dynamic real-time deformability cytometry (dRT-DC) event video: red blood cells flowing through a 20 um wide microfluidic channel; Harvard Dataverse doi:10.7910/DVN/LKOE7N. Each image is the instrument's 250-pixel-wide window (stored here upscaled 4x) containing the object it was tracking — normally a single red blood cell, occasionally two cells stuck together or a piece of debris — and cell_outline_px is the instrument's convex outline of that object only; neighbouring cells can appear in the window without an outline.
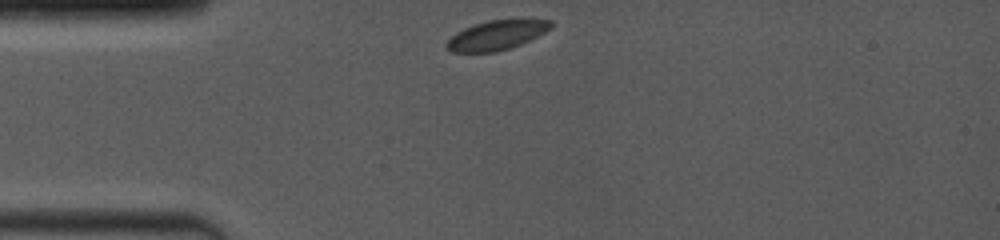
{"species": "common noctule bat (a hibernating species)", "species_latin": "Nyctalus noctula", "temperature_condition": "room temperature", "stored_images_in_passage": 41, "camera_frame_rate_fps": 4000, "um_per_image_px": 0.085, "animal": {"sex": "female", "body_mass_g": 19.0, "forearm_length_mm": 53.3}, "frame": {"image": 1, "passage_image": 1, "time_ms": 0.0, "image_size_px": [1000, 240], "cell_outline_px": [[552, 28], [520, 44], [496, 52], [452, 52], [444, 48], [444, 44], [456, 32], [464, 28], [488, 20], [552, 20]], "centroid_in_image_um": [42.15, 3.0], "position_along_channel_um": 42.9, "area_um2": 17.63}}
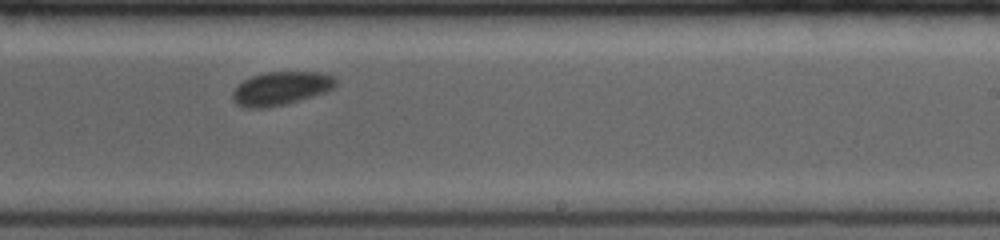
{"frame": {"image": 2, "passage_image": 24, "time_ms": 6.25, "image_size_px": [1000, 240], "cell_outline_px": [[336, 84], [332, 88], [324, 92], [312, 96], [284, 104], [264, 108], [248, 108], [236, 104], [232, 100], [232, 92], [244, 80], [252, 76], [268, 72], [320, 72], [332, 76], [336, 80]], "centroid_in_image_um": [23.85, 7.51], "position_along_channel_um": 265.2, "area_um2": 19.77}}
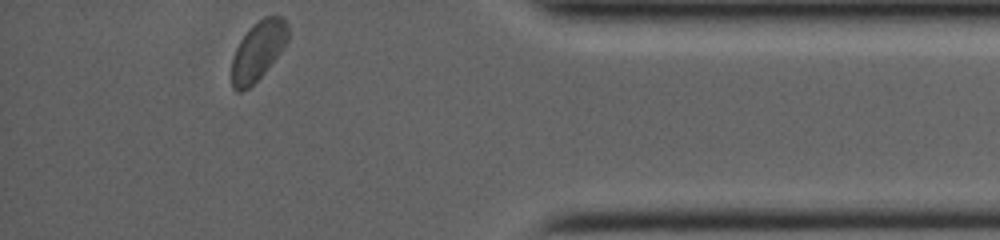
{"frame": {"image": 3, "passage_image": 41, "time_ms": 10.5, "image_size_px": [1000, 240], "cell_outline_px": [[288, 40], [284, 48], [264, 72], [248, 88], [240, 92], [236, 92], [232, 88], [232, 56], [240, 40], [264, 16], [284, 16], [288, 24]], "centroid_in_image_um": [21.95, 4.32], "position_along_channel_um": 413.2, "area_um2": 19.13}, "authors_computed_cell_mechanics": {"area_um2": 19.8254, "velocity_mm_per_s": 3.9294, "shape_relaxation_time_tau1_ms": 2.3585, "shape_relaxation_time_tau2_ms": null, "deformation_change_tau1": 0.0923, "deformation_change_tau2": null}}